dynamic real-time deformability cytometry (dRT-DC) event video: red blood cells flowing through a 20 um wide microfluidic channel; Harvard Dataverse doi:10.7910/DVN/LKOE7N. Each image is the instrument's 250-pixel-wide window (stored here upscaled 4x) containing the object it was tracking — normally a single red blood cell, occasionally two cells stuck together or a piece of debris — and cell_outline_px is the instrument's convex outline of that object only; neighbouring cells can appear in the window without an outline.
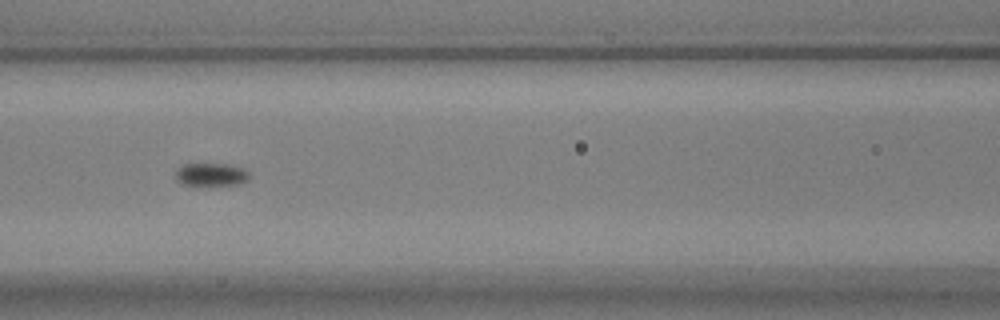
{"species": "common noctule bat (a hibernating species)", "species_latin": "Nyctalus noctula", "temperature_condition": "warm", "stored_images_in_passage": 56, "camera_frame_rate_fps": 3000, "um_per_image_px": 0.085, "animal": {"sex": "male", "body_mass_g": 17.9, "forearm_length_mm": 54.2}, "frame": {"image": 1, "passage_image": 25, "time_ms": 8.0, "image_size_px": [1000, 320], "cell_outline_px": [[248, 176], [240, 184], [196, 188], [180, 184], [176, 180], [176, 168], [184, 164], [228, 164], [244, 168], [248, 172]], "centroid_in_image_um": [17.86, 14.89], "position_along_channel_um": 148.7, "area_um2": 10.46}}
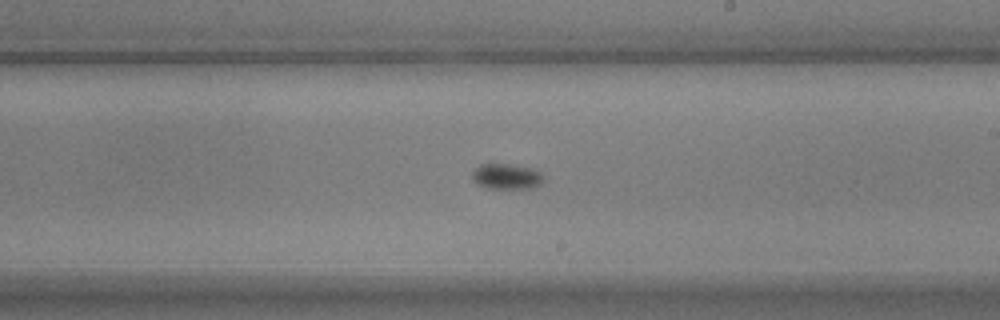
{"frame": {"image": 2, "passage_image": 33, "time_ms": 10.667, "image_size_px": [1000, 320], "cell_outline_px": [[544, 180], [540, 184], [532, 188], [488, 188], [476, 184], [472, 180], [472, 172], [480, 164], [508, 164], [536, 168], [544, 176]], "centroid_in_image_um": [43.07, 14.99], "position_along_channel_um": 245.9, "area_um2": 10.75}}
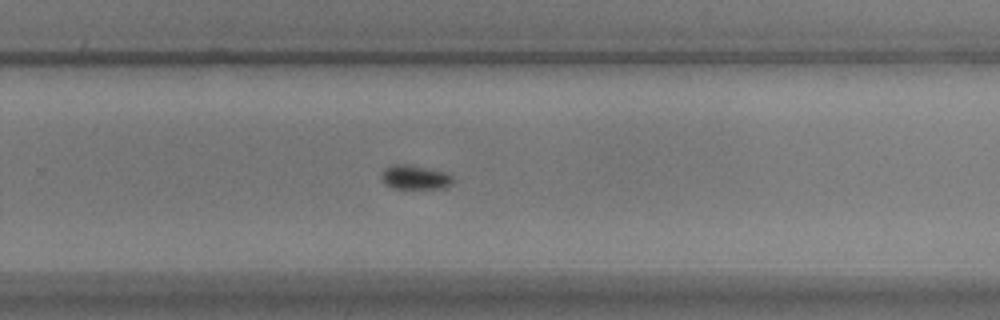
{"frame": {"image": 3, "passage_image": 37, "time_ms": 12.0, "image_size_px": [1000, 320], "cell_outline_px": [[452, 180], [444, 188], [392, 188], [384, 184], [380, 176], [384, 168], [392, 164], [408, 164], [448, 172], [452, 176]], "centroid_in_image_um": [35.22, 15.05], "position_along_channel_um": 294.6, "area_um2": 10.12}}